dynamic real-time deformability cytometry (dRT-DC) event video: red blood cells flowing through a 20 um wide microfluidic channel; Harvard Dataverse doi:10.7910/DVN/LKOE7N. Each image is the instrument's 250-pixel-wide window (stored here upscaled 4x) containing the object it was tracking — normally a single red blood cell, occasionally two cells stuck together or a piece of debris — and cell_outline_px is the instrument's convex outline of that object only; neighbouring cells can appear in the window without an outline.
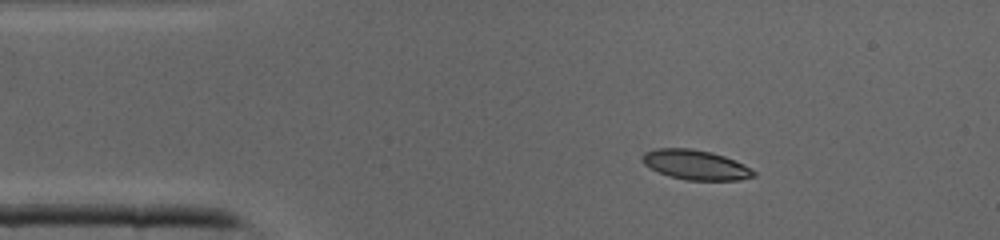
{"species": "common noctule bat (a hibernating species)", "species_latin": "Nyctalus noctula", "temperature_condition": "cold", "stored_images_in_passage": 41, "camera_frame_rate_fps": 3000, "um_per_image_px": 0.085, "animal": {"sex": "male", "body_mass_g": 19.0, "forearm_length_mm": 50.8}, "frame": {"image": 1, "passage_image": 6, "time_ms": 1.667, "image_size_px": [1000, 240], "cell_outline_px": [[756, 176], [740, 180], [688, 180], [668, 176], [644, 164], [640, 160], [640, 156], [644, 152], [656, 148], [688, 148], [712, 152], [724, 156], [744, 164], [756, 172]], "centroid_in_image_um": [59.12, 14.0], "position_along_channel_um": 25.9, "area_um2": 19.36}}
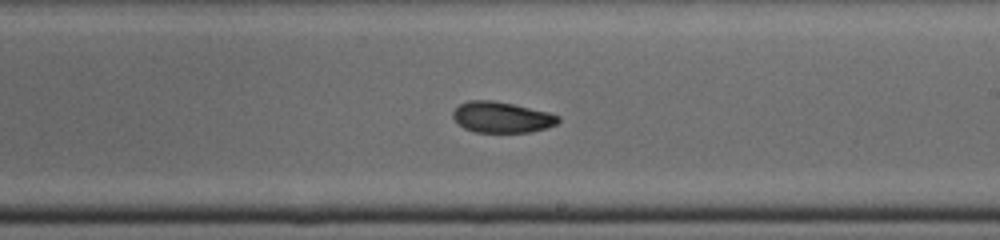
{"frame": {"image": 2, "passage_image": 23, "time_ms": 7.333, "image_size_px": [1000, 240], "cell_outline_px": [[560, 120], [556, 124], [544, 128], [528, 132], [476, 132], [464, 128], [452, 116], [452, 112], [460, 104], [468, 100], [492, 100], [512, 104], [548, 112], [560, 116]], "centroid_in_image_um": [42.63, 9.96], "position_along_channel_um": 246.4, "area_um2": 18.73}}
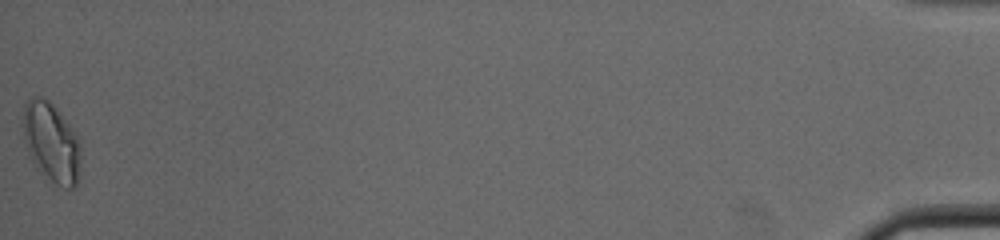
{"frame": {"image": 3, "passage_image": 41, "time_ms": 13.333, "image_size_px": [1000, 240], "cell_outline_px": [[80, 160], [76, 184], [72, 188], [64, 188], [56, 184], [36, 168], [28, 156], [24, 144], [20, 120], [24, 104], [32, 96], [40, 96], [48, 100], [60, 112], [76, 136], [80, 148]], "centroid_in_image_um": [4.28, 12.07], "position_along_channel_um": 430.9, "area_um2": 27.05}}